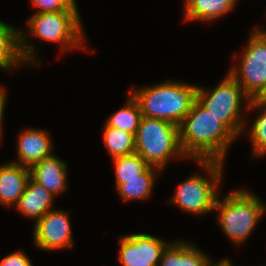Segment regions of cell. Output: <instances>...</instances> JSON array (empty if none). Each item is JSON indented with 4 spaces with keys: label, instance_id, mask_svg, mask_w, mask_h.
Segmentation results:
<instances>
[{
    "label": "cell",
    "instance_id": "cell-1",
    "mask_svg": "<svg viewBox=\"0 0 266 266\" xmlns=\"http://www.w3.org/2000/svg\"><path fill=\"white\" fill-rule=\"evenodd\" d=\"M180 145L186 158L224 163L229 145L237 138L197 100L179 125Z\"/></svg>",
    "mask_w": 266,
    "mask_h": 266
},
{
    "label": "cell",
    "instance_id": "cell-2",
    "mask_svg": "<svg viewBox=\"0 0 266 266\" xmlns=\"http://www.w3.org/2000/svg\"><path fill=\"white\" fill-rule=\"evenodd\" d=\"M196 85L167 80L154 86L129 90L138 102L142 116L179 126L196 100Z\"/></svg>",
    "mask_w": 266,
    "mask_h": 266
},
{
    "label": "cell",
    "instance_id": "cell-3",
    "mask_svg": "<svg viewBox=\"0 0 266 266\" xmlns=\"http://www.w3.org/2000/svg\"><path fill=\"white\" fill-rule=\"evenodd\" d=\"M217 197L214 210L224 234L239 246L255 230L266 211V204L252 192L237 189L227 194L223 200Z\"/></svg>",
    "mask_w": 266,
    "mask_h": 266
},
{
    "label": "cell",
    "instance_id": "cell-4",
    "mask_svg": "<svg viewBox=\"0 0 266 266\" xmlns=\"http://www.w3.org/2000/svg\"><path fill=\"white\" fill-rule=\"evenodd\" d=\"M135 152L161 171L171 158L187 159L180 145L179 126L146 116L135 135Z\"/></svg>",
    "mask_w": 266,
    "mask_h": 266
},
{
    "label": "cell",
    "instance_id": "cell-5",
    "mask_svg": "<svg viewBox=\"0 0 266 266\" xmlns=\"http://www.w3.org/2000/svg\"><path fill=\"white\" fill-rule=\"evenodd\" d=\"M196 100L217 117L236 137L242 134L247 121L241 113L247 110L251 99L243 92L241 85L230 74L213 91L197 87ZM246 104L243 105V103ZM247 105V106H246Z\"/></svg>",
    "mask_w": 266,
    "mask_h": 266
},
{
    "label": "cell",
    "instance_id": "cell-6",
    "mask_svg": "<svg viewBox=\"0 0 266 266\" xmlns=\"http://www.w3.org/2000/svg\"><path fill=\"white\" fill-rule=\"evenodd\" d=\"M207 172L208 177L202 174H193L184 182L179 183L169 202H173L188 213L200 215L214 210L218 194V185L221 182L223 164L219 161H196ZM211 179V180H210Z\"/></svg>",
    "mask_w": 266,
    "mask_h": 266
},
{
    "label": "cell",
    "instance_id": "cell-7",
    "mask_svg": "<svg viewBox=\"0 0 266 266\" xmlns=\"http://www.w3.org/2000/svg\"><path fill=\"white\" fill-rule=\"evenodd\" d=\"M80 13L76 10L60 12L34 13L28 20L27 27L36 38L60 44L61 54L69 49H83V34Z\"/></svg>",
    "mask_w": 266,
    "mask_h": 266
},
{
    "label": "cell",
    "instance_id": "cell-8",
    "mask_svg": "<svg viewBox=\"0 0 266 266\" xmlns=\"http://www.w3.org/2000/svg\"><path fill=\"white\" fill-rule=\"evenodd\" d=\"M243 51L239 66H233L229 73L251 100L263 99L266 96V34L255 28Z\"/></svg>",
    "mask_w": 266,
    "mask_h": 266
},
{
    "label": "cell",
    "instance_id": "cell-9",
    "mask_svg": "<svg viewBox=\"0 0 266 266\" xmlns=\"http://www.w3.org/2000/svg\"><path fill=\"white\" fill-rule=\"evenodd\" d=\"M119 239L118 261L122 266H158L168 245L164 239L145 233L126 234Z\"/></svg>",
    "mask_w": 266,
    "mask_h": 266
},
{
    "label": "cell",
    "instance_id": "cell-10",
    "mask_svg": "<svg viewBox=\"0 0 266 266\" xmlns=\"http://www.w3.org/2000/svg\"><path fill=\"white\" fill-rule=\"evenodd\" d=\"M71 231L69 212L52 209L35 222L33 240L44 251L72 248Z\"/></svg>",
    "mask_w": 266,
    "mask_h": 266
},
{
    "label": "cell",
    "instance_id": "cell-11",
    "mask_svg": "<svg viewBox=\"0 0 266 266\" xmlns=\"http://www.w3.org/2000/svg\"><path fill=\"white\" fill-rule=\"evenodd\" d=\"M26 33L18 28L6 24L0 30V69H17L21 64H40L36 54V46L30 45ZM36 57V58H35Z\"/></svg>",
    "mask_w": 266,
    "mask_h": 266
},
{
    "label": "cell",
    "instance_id": "cell-12",
    "mask_svg": "<svg viewBox=\"0 0 266 266\" xmlns=\"http://www.w3.org/2000/svg\"><path fill=\"white\" fill-rule=\"evenodd\" d=\"M51 138L47 131L29 128L20 132L17 158L13 163L31 168L37 162L53 155Z\"/></svg>",
    "mask_w": 266,
    "mask_h": 266
},
{
    "label": "cell",
    "instance_id": "cell-13",
    "mask_svg": "<svg viewBox=\"0 0 266 266\" xmlns=\"http://www.w3.org/2000/svg\"><path fill=\"white\" fill-rule=\"evenodd\" d=\"M67 165L55 154L30 168L31 178L55 197L67 188Z\"/></svg>",
    "mask_w": 266,
    "mask_h": 266
},
{
    "label": "cell",
    "instance_id": "cell-14",
    "mask_svg": "<svg viewBox=\"0 0 266 266\" xmlns=\"http://www.w3.org/2000/svg\"><path fill=\"white\" fill-rule=\"evenodd\" d=\"M30 178L28 167L13 162L0 165V203L15 207Z\"/></svg>",
    "mask_w": 266,
    "mask_h": 266
},
{
    "label": "cell",
    "instance_id": "cell-15",
    "mask_svg": "<svg viewBox=\"0 0 266 266\" xmlns=\"http://www.w3.org/2000/svg\"><path fill=\"white\" fill-rule=\"evenodd\" d=\"M54 198L52 193L30 178L15 208L26 218L35 219L36 222L53 209Z\"/></svg>",
    "mask_w": 266,
    "mask_h": 266
},
{
    "label": "cell",
    "instance_id": "cell-16",
    "mask_svg": "<svg viewBox=\"0 0 266 266\" xmlns=\"http://www.w3.org/2000/svg\"><path fill=\"white\" fill-rule=\"evenodd\" d=\"M212 263L195 244L177 240L165 247L158 266H211Z\"/></svg>",
    "mask_w": 266,
    "mask_h": 266
},
{
    "label": "cell",
    "instance_id": "cell-17",
    "mask_svg": "<svg viewBox=\"0 0 266 266\" xmlns=\"http://www.w3.org/2000/svg\"><path fill=\"white\" fill-rule=\"evenodd\" d=\"M185 21L211 22L232 11L238 0H184Z\"/></svg>",
    "mask_w": 266,
    "mask_h": 266
},
{
    "label": "cell",
    "instance_id": "cell-18",
    "mask_svg": "<svg viewBox=\"0 0 266 266\" xmlns=\"http://www.w3.org/2000/svg\"><path fill=\"white\" fill-rule=\"evenodd\" d=\"M158 172L161 173V170L150 166L139 178L115 179L119 195L124 201L148 198L152 194Z\"/></svg>",
    "mask_w": 266,
    "mask_h": 266
},
{
    "label": "cell",
    "instance_id": "cell-19",
    "mask_svg": "<svg viewBox=\"0 0 266 266\" xmlns=\"http://www.w3.org/2000/svg\"><path fill=\"white\" fill-rule=\"evenodd\" d=\"M258 111L249 132L250 142L253 148V156L256 158L266 154V100L252 99L249 103L248 111Z\"/></svg>",
    "mask_w": 266,
    "mask_h": 266
},
{
    "label": "cell",
    "instance_id": "cell-20",
    "mask_svg": "<svg viewBox=\"0 0 266 266\" xmlns=\"http://www.w3.org/2000/svg\"><path fill=\"white\" fill-rule=\"evenodd\" d=\"M142 117L138 102L130 94L124 107L113 113L106 121V124L136 135Z\"/></svg>",
    "mask_w": 266,
    "mask_h": 266
},
{
    "label": "cell",
    "instance_id": "cell-21",
    "mask_svg": "<svg viewBox=\"0 0 266 266\" xmlns=\"http://www.w3.org/2000/svg\"><path fill=\"white\" fill-rule=\"evenodd\" d=\"M103 142L112 159L135 153V135L105 123Z\"/></svg>",
    "mask_w": 266,
    "mask_h": 266
},
{
    "label": "cell",
    "instance_id": "cell-22",
    "mask_svg": "<svg viewBox=\"0 0 266 266\" xmlns=\"http://www.w3.org/2000/svg\"><path fill=\"white\" fill-rule=\"evenodd\" d=\"M116 179L139 178L150 165L136 152L113 159Z\"/></svg>",
    "mask_w": 266,
    "mask_h": 266
},
{
    "label": "cell",
    "instance_id": "cell-23",
    "mask_svg": "<svg viewBox=\"0 0 266 266\" xmlns=\"http://www.w3.org/2000/svg\"><path fill=\"white\" fill-rule=\"evenodd\" d=\"M34 7L38 8L35 13L60 12L74 10L69 8L63 0H31Z\"/></svg>",
    "mask_w": 266,
    "mask_h": 266
},
{
    "label": "cell",
    "instance_id": "cell-24",
    "mask_svg": "<svg viewBox=\"0 0 266 266\" xmlns=\"http://www.w3.org/2000/svg\"><path fill=\"white\" fill-rule=\"evenodd\" d=\"M0 266H33V264L24 252L18 250L2 258Z\"/></svg>",
    "mask_w": 266,
    "mask_h": 266
},
{
    "label": "cell",
    "instance_id": "cell-25",
    "mask_svg": "<svg viewBox=\"0 0 266 266\" xmlns=\"http://www.w3.org/2000/svg\"><path fill=\"white\" fill-rule=\"evenodd\" d=\"M6 104L5 88L0 86V135L2 136L3 116Z\"/></svg>",
    "mask_w": 266,
    "mask_h": 266
},
{
    "label": "cell",
    "instance_id": "cell-26",
    "mask_svg": "<svg viewBox=\"0 0 266 266\" xmlns=\"http://www.w3.org/2000/svg\"><path fill=\"white\" fill-rule=\"evenodd\" d=\"M211 266H233L229 259H222L217 263H212Z\"/></svg>",
    "mask_w": 266,
    "mask_h": 266
},
{
    "label": "cell",
    "instance_id": "cell-27",
    "mask_svg": "<svg viewBox=\"0 0 266 266\" xmlns=\"http://www.w3.org/2000/svg\"><path fill=\"white\" fill-rule=\"evenodd\" d=\"M63 2H64L69 8H72V9L76 10L77 12H79L78 7H77V2H76V0H63Z\"/></svg>",
    "mask_w": 266,
    "mask_h": 266
},
{
    "label": "cell",
    "instance_id": "cell-28",
    "mask_svg": "<svg viewBox=\"0 0 266 266\" xmlns=\"http://www.w3.org/2000/svg\"><path fill=\"white\" fill-rule=\"evenodd\" d=\"M5 25H6V23L0 20V30H1Z\"/></svg>",
    "mask_w": 266,
    "mask_h": 266
},
{
    "label": "cell",
    "instance_id": "cell-29",
    "mask_svg": "<svg viewBox=\"0 0 266 266\" xmlns=\"http://www.w3.org/2000/svg\"><path fill=\"white\" fill-rule=\"evenodd\" d=\"M260 31H262L263 33H265L266 34V30H263V29H261V28H258Z\"/></svg>",
    "mask_w": 266,
    "mask_h": 266
}]
</instances>
